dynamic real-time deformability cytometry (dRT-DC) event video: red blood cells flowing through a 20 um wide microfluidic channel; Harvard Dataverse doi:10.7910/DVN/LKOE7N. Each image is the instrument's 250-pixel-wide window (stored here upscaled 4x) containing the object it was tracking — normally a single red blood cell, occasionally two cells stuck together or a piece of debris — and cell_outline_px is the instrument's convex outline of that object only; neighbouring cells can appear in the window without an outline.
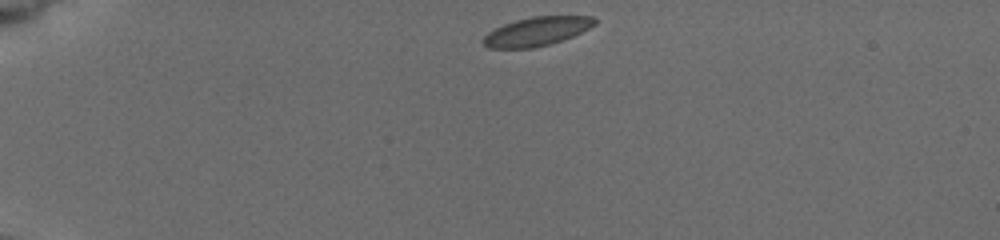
{"species": "common noctule bat (a hibernating species)", "species_latin": "Nyctalus noctula", "temperature_condition": "cold", "stored_images_in_passage": 33, "camera_frame_rate_fps": 3000, "um_per_image_px": 0.085, "animal": {"sex": "female", "body_mass_g": 19.5, "forearm_length_mm": 54.1}, "frame": {"image": 1, "passage_image": 1, "time_ms": 0.0, "image_size_px": [1000, 240], "cell_outline_px": [[596, 24], [572, 36], [552, 44], [532, 48], [488, 48], [480, 40], [488, 32], [504, 24], [516, 20], [532, 16], [592, 16], [596, 20]], "centroid_in_image_um": [45.6, 2.67], "position_along_channel_um": 39.4, "area_um2": 18.67}}
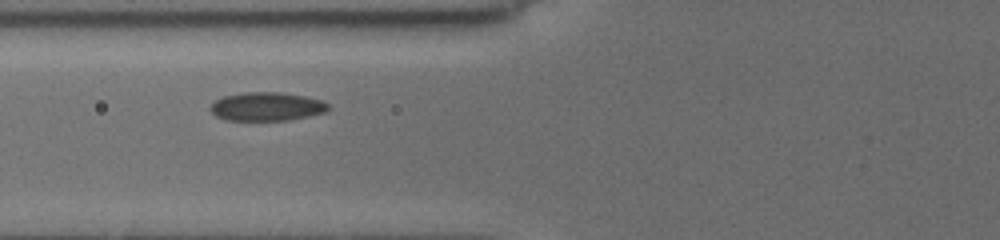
{"frame": {"image": 2, "passage_image": 22, "time_ms": 3.333, "image_size_px": [1000, 240], "cell_outline_px": [[328, 112], [288, 120], [224, 120], [216, 116], [208, 108], [216, 100], [224, 96], [244, 92], [280, 92], [304, 96], [324, 100], [328, 104]], "centroid_in_image_um": [22.68, 9.05], "position_along_channel_um": 103.1, "area_um2": 19.71}}
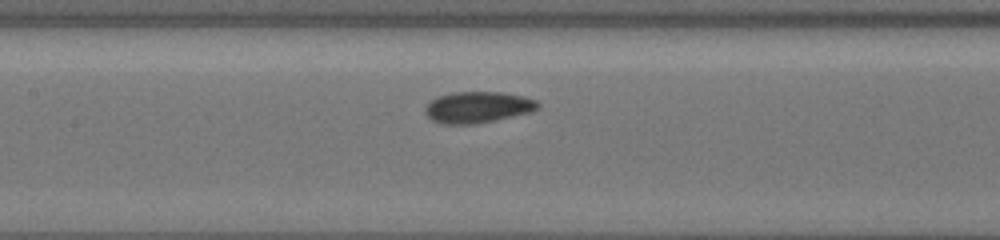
{"frame": {"image": 3, "passage_image": 28, "time_ms": 5.0, "image_size_px": [1000, 240], "cell_outline_px": [[540, 108], [532, 112], [496, 120], [476, 124], [444, 124], [432, 120], [424, 112], [424, 108], [428, 100], [452, 92], [500, 92], [524, 96], [536, 100], [540, 104]], "centroid_in_image_um": [40.61, 9.11], "position_along_channel_um": 166.8, "area_um2": 20.81}}